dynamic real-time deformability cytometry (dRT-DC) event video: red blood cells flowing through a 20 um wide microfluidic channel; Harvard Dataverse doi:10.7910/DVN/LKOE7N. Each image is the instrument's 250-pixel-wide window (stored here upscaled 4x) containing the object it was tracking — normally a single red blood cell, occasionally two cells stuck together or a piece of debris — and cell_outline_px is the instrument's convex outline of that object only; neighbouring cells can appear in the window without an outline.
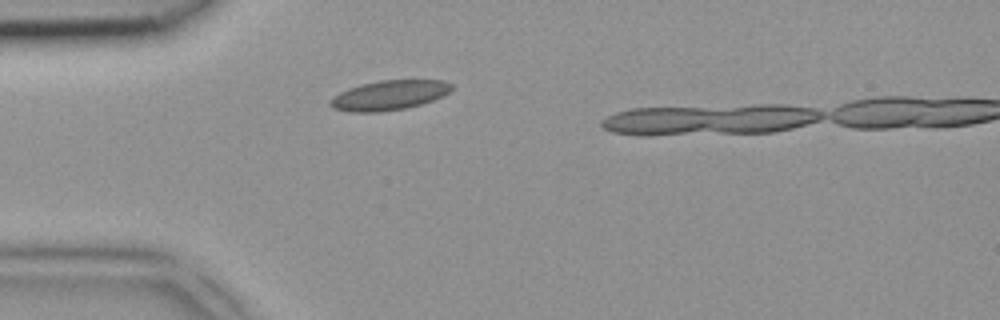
{"species": "common noctule bat (a hibernating species)", "species_latin": "Nyctalus noctula", "temperature_condition": "room temperature", "stored_images_in_passage": 5, "camera_frame_rate_fps": 3000, "um_per_image_px": 0.085, "animal": {"sex": "female", "body_mass_g": 18.4}, "frame": {"image": 1, "passage_image": 5, "time_ms": 1.333, "image_size_px": [1000, 320], "cell_outline_px": [[452, 88], [448, 92], [432, 100], [420, 104], [404, 108], [376, 112], [352, 112], [336, 108], [328, 104], [328, 100], [332, 96], [348, 88], [360, 84], [380, 80], [444, 80], [452, 84]], "centroid_in_image_um": [33.03, 8.08], "position_along_channel_um": 52.0, "area_um2": 20.81}}